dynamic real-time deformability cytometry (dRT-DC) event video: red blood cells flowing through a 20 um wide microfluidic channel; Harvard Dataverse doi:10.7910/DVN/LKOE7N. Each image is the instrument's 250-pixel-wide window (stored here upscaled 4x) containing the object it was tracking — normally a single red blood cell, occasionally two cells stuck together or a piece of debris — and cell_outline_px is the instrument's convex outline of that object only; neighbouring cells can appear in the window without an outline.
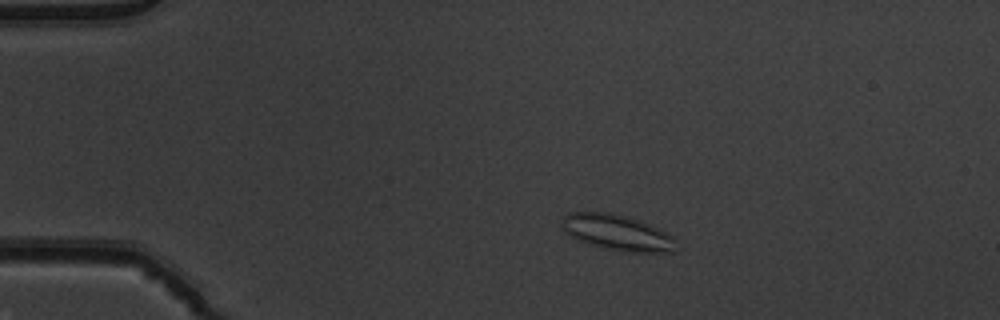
{"species": "common noctule bat (a hibernating species)", "species_latin": "Nyctalus noctula", "temperature_condition": "warm", "stored_images_in_passage": 50, "camera_frame_rate_fps": 3000, "um_per_image_px": 0.085, "animal": {"sex": "male", "body_mass_g": 19.5, "forearm_length_mm": 54.6}, "frame": {"image": 1, "passage_image": 8, "time_ms": 2.333, "image_size_px": [1000, 320], "cell_outline_px": [[676, 252], [632, 252], [608, 248], [576, 240], [564, 228], [564, 216], [568, 212], [608, 212], [624, 216], [648, 224], [672, 236]], "centroid_in_image_um": [52.46, 19.76], "position_along_channel_um": 32.5, "area_um2": 22.89}}
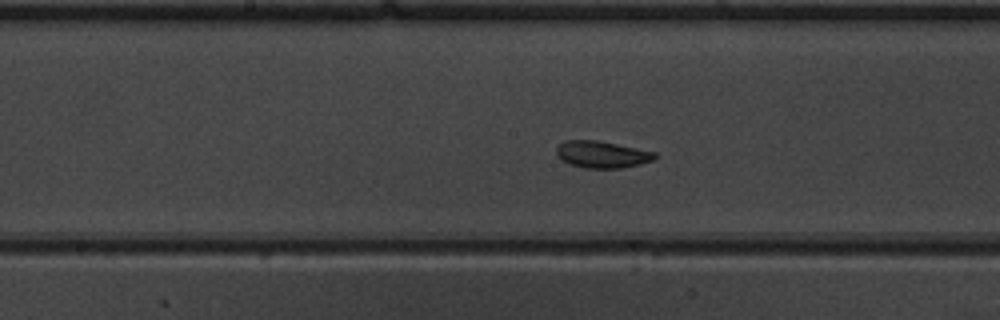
{"frame": {"image": 2, "passage_image": 25, "time_ms": 8.0, "image_size_px": [1000, 320], "cell_outline_px": [[660, 156], [652, 160], [640, 164], [620, 168], [584, 168], [568, 164], [556, 156], [556, 148], [564, 140], [600, 140], [656, 152]], "centroid_in_image_um": [51.17, 13.12], "position_along_channel_um": 197.0, "area_um2": 15.66}}
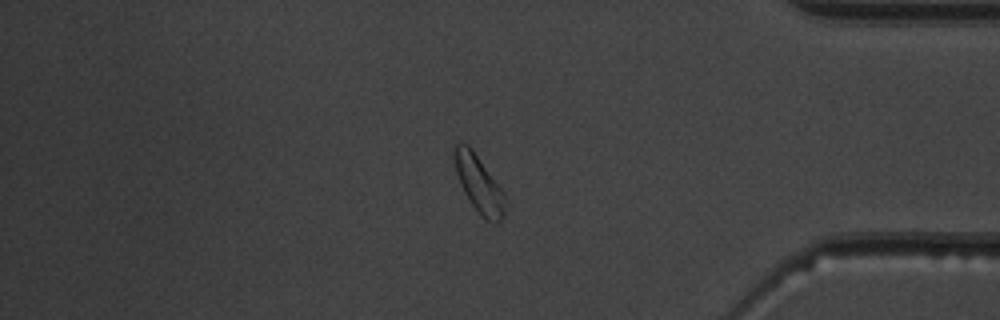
{"frame": {"image": 3, "passage_image": 42, "time_ms": 13.667, "image_size_px": [1000, 320], "cell_outline_px": [[504, 216], [496, 224], [492, 224], [484, 220], [480, 216], [464, 192], [460, 184], [456, 172], [452, 156], [456, 144], [460, 140], [468, 144], [472, 148], [500, 188], [504, 196]], "centroid_in_image_um": [40.66, 15.63], "position_along_channel_um": 394.5, "area_um2": 16.82}, "authors_computed_cell_mechanics": {"area_um2": 15.9817, "velocity_mm_per_s": 3.9014, "shape_relaxation_time_tau1_ms": null, "shape_relaxation_time_tau2_ms": 4.8407, "deformation_change_tau1": null, "deformation_change_tau2": 0.1074}}